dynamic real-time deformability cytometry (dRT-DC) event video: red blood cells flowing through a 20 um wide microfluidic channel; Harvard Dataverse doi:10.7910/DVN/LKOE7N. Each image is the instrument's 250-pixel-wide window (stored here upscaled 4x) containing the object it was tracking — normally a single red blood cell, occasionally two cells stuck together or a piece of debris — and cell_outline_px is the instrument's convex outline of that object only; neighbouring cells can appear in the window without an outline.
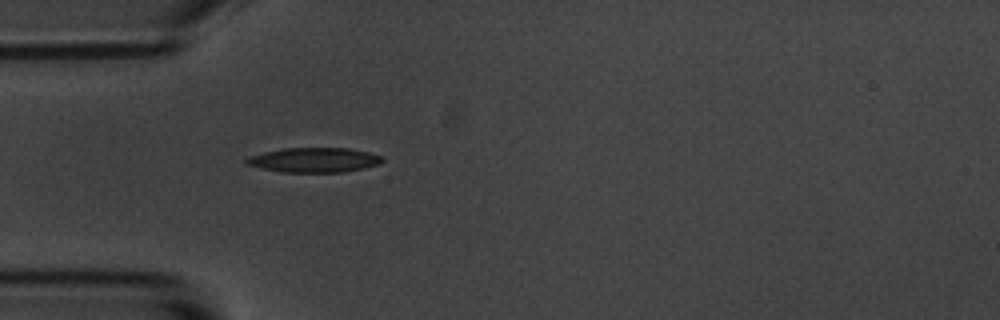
{"species": "common noctule bat (a hibernating species)", "species_latin": "Nyctalus noctula", "temperature_condition": "room temperature", "stored_images_in_passage": 1, "camera_frame_rate_fps": 3000, "um_per_image_px": 0.085, "animal": {"sex": "male", "body_mass_g": 20.1, "forearm_length_mm": 53.5}, "frame": {"image": 1, "passage_image": 1, "time_ms": 0.0, "image_size_px": [1000, 320], "cell_outline_px": [[384, 160], [380, 164], [364, 168], [344, 172], [284, 172], [244, 164], [244, 160], [248, 156], [264, 152], [284, 148], [348, 148], [368, 152], [380, 156]], "centroid_in_image_um": [26.69, 13.6], "position_along_channel_um": 58.3, "area_um2": 19.48}}